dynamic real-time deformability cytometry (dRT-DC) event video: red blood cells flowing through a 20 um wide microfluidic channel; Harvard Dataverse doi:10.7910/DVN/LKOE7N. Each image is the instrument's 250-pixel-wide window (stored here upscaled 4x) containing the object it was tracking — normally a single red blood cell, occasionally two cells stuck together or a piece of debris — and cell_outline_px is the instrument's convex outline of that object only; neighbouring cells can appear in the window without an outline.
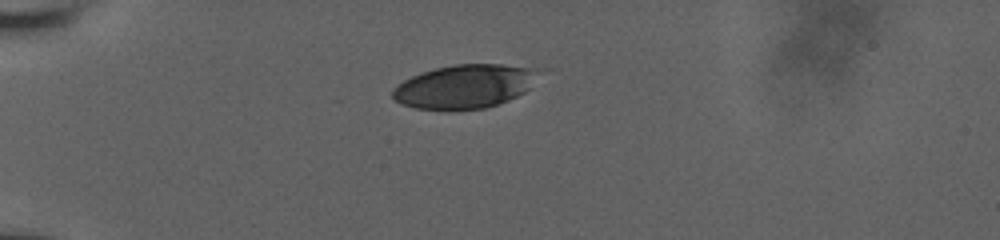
{"species": "human", "species_latin": "Homo sapiens", "temperature_condition": "room temperature", "stored_images_in_passage": 7, "camera_frame_rate_fps": 3000, "um_per_image_px": 0.085, "donor": {"sex": "male"}, "frame": {"image": 1, "passage_image": 1, "time_ms": 0.0, "image_size_px": [1000, 240], "cell_outline_px": [[536, 68], [528, 88], [524, 92], [508, 100], [484, 108], [416, 108], [400, 104], [392, 96], [392, 88], [404, 80], [412, 76], [436, 68], [456, 64], [500, 64]], "centroid_in_image_um": [39.42, 7.33], "position_along_channel_um": 45.6, "area_um2": 36.01}}